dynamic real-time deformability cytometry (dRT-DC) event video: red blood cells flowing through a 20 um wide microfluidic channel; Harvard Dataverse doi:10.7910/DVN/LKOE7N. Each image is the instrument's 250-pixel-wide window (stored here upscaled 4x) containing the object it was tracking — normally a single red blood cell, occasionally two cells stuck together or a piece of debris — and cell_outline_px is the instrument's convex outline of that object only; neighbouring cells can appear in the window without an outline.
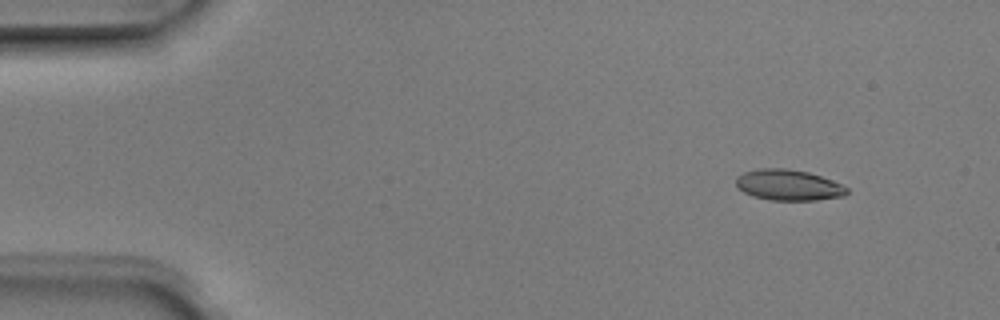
{"species": "Egyptian fruit bat (a non-hibernating species)", "species_latin": "Rousettus aegyptiacus", "temperature_condition": "room temperature", "stored_images_in_passage": 7, "camera_frame_rate_fps": 3000, "um_per_image_px": 0.085, "animal": {"sex": "male"}, "frame": {"image": 1, "passage_image": 1, "time_ms": 0.0, "image_size_px": [1000, 320], "cell_outline_px": [[848, 192], [844, 196], [816, 200], [768, 200], [752, 196], [744, 192], [736, 184], [736, 176], [744, 172], [760, 168], [784, 168], [808, 172], [832, 180], [848, 188]], "centroid_in_image_um": [67.01, 15.73], "position_along_channel_um": 18.0, "area_um2": 19.88}}
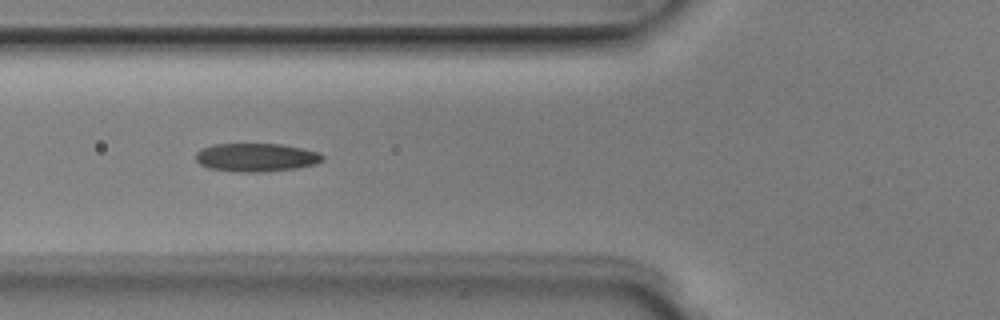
{"frame": {"image": 2, "passage_image": 5, "time_ms": 1.333, "image_size_px": [1000, 320], "cell_outline_px": [[324, 160], [316, 164], [296, 168], [260, 172], [236, 172], [208, 168], [200, 164], [196, 160], [196, 152], [200, 148], [212, 144], [284, 144], [320, 152], [324, 156]], "centroid_in_image_um": [21.78, 13.37], "position_along_channel_um": 104.0, "area_um2": 21.21}}
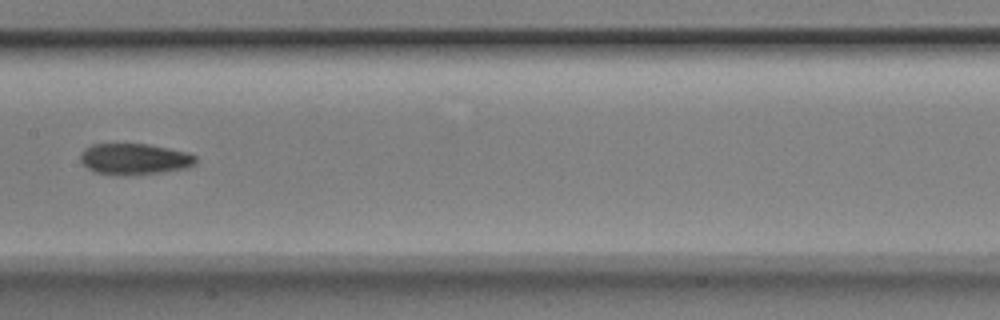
{"frame": {"image": 3, "passage_image": 7, "time_ms": 2.0, "image_size_px": [1000, 320], "cell_outline_px": [[196, 164], [188, 168], [132, 176], [124, 176], [96, 172], [88, 168], [80, 160], [80, 152], [84, 148], [92, 144], [148, 144], [188, 152], [196, 156]], "centroid_in_image_um": [11.44, 13.52], "position_along_channel_um": 196.0, "area_um2": 21.15}}